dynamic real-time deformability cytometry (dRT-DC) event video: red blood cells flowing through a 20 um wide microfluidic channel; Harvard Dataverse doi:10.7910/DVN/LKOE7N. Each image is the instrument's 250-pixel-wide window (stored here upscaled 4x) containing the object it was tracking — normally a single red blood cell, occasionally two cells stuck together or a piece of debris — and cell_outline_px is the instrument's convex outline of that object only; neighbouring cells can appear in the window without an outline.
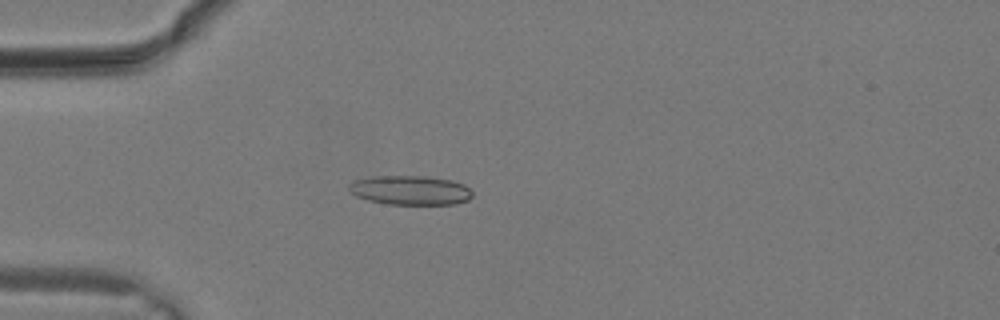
{"species": "common noctule bat (a hibernating species)", "species_latin": "Nyctalus noctula", "temperature_condition": "warm", "stored_images_in_passage": 8, "camera_frame_rate_fps": 3000, "um_per_image_px": 0.085, "animal": {"sex": "male", "body_mass_g": 19.2, "forearm_length_mm": 51.8}, "frame": {"image": 1, "passage_image": 6, "time_ms": 1.667, "image_size_px": [1000, 320], "cell_outline_px": [[472, 196], [468, 200], [456, 204], [384, 204], [368, 200], [356, 196], [348, 188], [348, 184], [356, 180], [372, 176], [424, 176], [452, 180], [464, 184], [472, 192]], "centroid_in_image_um": [34.88, 16.17], "position_along_channel_um": 50.1, "area_um2": 21.1}}